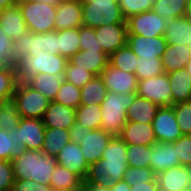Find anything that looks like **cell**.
I'll return each instance as SVG.
<instances>
[{
    "label": "cell",
    "instance_id": "cell-1",
    "mask_svg": "<svg viewBox=\"0 0 191 191\" xmlns=\"http://www.w3.org/2000/svg\"><path fill=\"white\" fill-rule=\"evenodd\" d=\"M105 149L102 159L89 166L84 183L100 184L110 188L114 182L124 179V173L128 168L127 144L119 136H113Z\"/></svg>",
    "mask_w": 191,
    "mask_h": 191
},
{
    "label": "cell",
    "instance_id": "cell-2",
    "mask_svg": "<svg viewBox=\"0 0 191 191\" xmlns=\"http://www.w3.org/2000/svg\"><path fill=\"white\" fill-rule=\"evenodd\" d=\"M11 163L15 179H31L44 185H50L57 164L54 157L35 150H26Z\"/></svg>",
    "mask_w": 191,
    "mask_h": 191
},
{
    "label": "cell",
    "instance_id": "cell-3",
    "mask_svg": "<svg viewBox=\"0 0 191 191\" xmlns=\"http://www.w3.org/2000/svg\"><path fill=\"white\" fill-rule=\"evenodd\" d=\"M137 92H129L119 94L115 92H108L107 96L100 104L101 107V122L100 129L119 136L124 125L127 122L126 111L133 103Z\"/></svg>",
    "mask_w": 191,
    "mask_h": 191
},
{
    "label": "cell",
    "instance_id": "cell-4",
    "mask_svg": "<svg viewBox=\"0 0 191 191\" xmlns=\"http://www.w3.org/2000/svg\"><path fill=\"white\" fill-rule=\"evenodd\" d=\"M68 59L62 55L46 53H29L28 58L20 59L15 67L18 82H26L38 73L52 75L65 74Z\"/></svg>",
    "mask_w": 191,
    "mask_h": 191
},
{
    "label": "cell",
    "instance_id": "cell-5",
    "mask_svg": "<svg viewBox=\"0 0 191 191\" xmlns=\"http://www.w3.org/2000/svg\"><path fill=\"white\" fill-rule=\"evenodd\" d=\"M83 26L96 28L113 23H126L119 0H82Z\"/></svg>",
    "mask_w": 191,
    "mask_h": 191
},
{
    "label": "cell",
    "instance_id": "cell-6",
    "mask_svg": "<svg viewBox=\"0 0 191 191\" xmlns=\"http://www.w3.org/2000/svg\"><path fill=\"white\" fill-rule=\"evenodd\" d=\"M42 50L51 55L59 54L57 31L46 33L28 31L13 41V52L17 62L28 58L29 53H38Z\"/></svg>",
    "mask_w": 191,
    "mask_h": 191
},
{
    "label": "cell",
    "instance_id": "cell-7",
    "mask_svg": "<svg viewBox=\"0 0 191 191\" xmlns=\"http://www.w3.org/2000/svg\"><path fill=\"white\" fill-rule=\"evenodd\" d=\"M18 5L29 31L33 33L55 31L56 7L37 1H19Z\"/></svg>",
    "mask_w": 191,
    "mask_h": 191
},
{
    "label": "cell",
    "instance_id": "cell-8",
    "mask_svg": "<svg viewBox=\"0 0 191 191\" xmlns=\"http://www.w3.org/2000/svg\"><path fill=\"white\" fill-rule=\"evenodd\" d=\"M13 99L22 118L42 119L50 100L25 82H18Z\"/></svg>",
    "mask_w": 191,
    "mask_h": 191
},
{
    "label": "cell",
    "instance_id": "cell-9",
    "mask_svg": "<svg viewBox=\"0 0 191 191\" xmlns=\"http://www.w3.org/2000/svg\"><path fill=\"white\" fill-rule=\"evenodd\" d=\"M167 73L138 81L137 95L159 107L172 106V93Z\"/></svg>",
    "mask_w": 191,
    "mask_h": 191
},
{
    "label": "cell",
    "instance_id": "cell-10",
    "mask_svg": "<svg viewBox=\"0 0 191 191\" xmlns=\"http://www.w3.org/2000/svg\"><path fill=\"white\" fill-rule=\"evenodd\" d=\"M128 34L143 35L145 37L164 36L167 20L154 10L135 14L126 19Z\"/></svg>",
    "mask_w": 191,
    "mask_h": 191
},
{
    "label": "cell",
    "instance_id": "cell-11",
    "mask_svg": "<svg viewBox=\"0 0 191 191\" xmlns=\"http://www.w3.org/2000/svg\"><path fill=\"white\" fill-rule=\"evenodd\" d=\"M151 124L156 142H175L183 135L172 106L160 107Z\"/></svg>",
    "mask_w": 191,
    "mask_h": 191
},
{
    "label": "cell",
    "instance_id": "cell-12",
    "mask_svg": "<svg viewBox=\"0 0 191 191\" xmlns=\"http://www.w3.org/2000/svg\"><path fill=\"white\" fill-rule=\"evenodd\" d=\"M95 36L108 56L127 44V23H113L94 28Z\"/></svg>",
    "mask_w": 191,
    "mask_h": 191
},
{
    "label": "cell",
    "instance_id": "cell-13",
    "mask_svg": "<svg viewBox=\"0 0 191 191\" xmlns=\"http://www.w3.org/2000/svg\"><path fill=\"white\" fill-rule=\"evenodd\" d=\"M100 76L108 92L119 94L137 92L138 79L134 73L117 69L108 63Z\"/></svg>",
    "mask_w": 191,
    "mask_h": 191
},
{
    "label": "cell",
    "instance_id": "cell-14",
    "mask_svg": "<svg viewBox=\"0 0 191 191\" xmlns=\"http://www.w3.org/2000/svg\"><path fill=\"white\" fill-rule=\"evenodd\" d=\"M113 135L103 129H93L89 134L84 135L80 141L83 156L90 166L102 159V153L106 150Z\"/></svg>",
    "mask_w": 191,
    "mask_h": 191
},
{
    "label": "cell",
    "instance_id": "cell-15",
    "mask_svg": "<svg viewBox=\"0 0 191 191\" xmlns=\"http://www.w3.org/2000/svg\"><path fill=\"white\" fill-rule=\"evenodd\" d=\"M127 44L139 58H161L167 46L165 36L149 38L136 34L127 35Z\"/></svg>",
    "mask_w": 191,
    "mask_h": 191
},
{
    "label": "cell",
    "instance_id": "cell-16",
    "mask_svg": "<svg viewBox=\"0 0 191 191\" xmlns=\"http://www.w3.org/2000/svg\"><path fill=\"white\" fill-rule=\"evenodd\" d=\"M55 161L58 165L77 174L83 181L86 179L89 165L83 156L80 145L70 141L61 149L55 157Z\"/></svg>",
    "mask_w": 191,
    "mask_h": 191
},
{
    "label": "cell",
    "instance_id": "cell-17",
    "mask_svg": "<svg viewBox=\"0 0 191 191\" xmlns=\"http://www.w3.org/2000/svg\"><path fill=\"white\" fill-rule=\"evenodd\" d=\"M82 3L77 0H62L56 7L54 19L55 31L62 29H77L83 26Z\"/></svg>",
    "mask_w": 191,
    "mask_h": 191
},
{
    "label": "cell",
    "instance_id": "cell-18",
    "mask_svg": "<svg viewBox=\"0 0 191 191\" xmlns=\"http://www.w3.org/2000/svg\"><path fill=\"white\" fill-rule=\"evenodd\" d=\"M19 139L27 150L41 151L45 139V126L42 119L22 118L17 126Z\"/></svg>",
    "mask_w": 191,
    "mask_h": 191
},
{
    "label": "cell",
    "instance_id": "cell-19",
    "mask_svg": "<svg viewBox=\"0 0 191 191\" xmlns=\"http://www.w3.org/2000/svg\"><path fill=\"white\" fill-rule=\"evenodd\" d=\"M75 111V108L52 101L43 114L42 122L47 128L69 130L76 122Z\"/></svg>",
    "mask_w": 191,
    "mask_h": 191
},
{
    "label": "cell",
    "instance_id": "cell-20",
    "mask_svg": "<svg viewBox=\"0 0 191 191\" xmlns=\"http://www.w3.org/2000/svg\"><path fill=\"white\" fill-rule=\"evenodd\" d=\"M176 166H180V162L176 156L174 142H155L152 145L149 167L158 174Z\"/></svg>",
    "mask_w": 191,
    "mask_h": 191
},
{
    "label": "cell",
    "instance_id": "cell-21",
    "mask_svg": "<svg viewBox=\"0 0 191 191\" xmlns=\"http://www.w3.org/2000/svg\"><path fill=\"white\" fill-rule=\"evenodd\" d=\"M109 56L103 50H80L68 59V62L78 68L85 69L95 76H100L108 65Z\"/></svg>",
    "mask_w": 191,
    "mask_h": 191
},
{
    "label": "cell",
    "instance_id": "cell-22",
    "mask_svg": "<svg viewBox=\"0 0 191 191\" xmlns=\"http://www.w3.org/2000/svg\"><path fill=\"white\" fill-rule=\"evenodd\" d=\"M119 137L129 145L150 146L156 142L151 123H135L127 121Z\"/></svg>",
    "mask_w": 191,
    "mask_h": 191
},
{
    "label": "cell",
    "instance_id": "cell-23",
    "mask_svg": "<svg viewBox=\"0 0 191 191\" xmlns=\"http://www.w3.org/2000/svg\"><path fill=\"white\" fill-rule=\"evenodd\" d=\"M158 189L163 191L189 190L188 169L186 166H176L157 174Z\"/></svg>",
    "mask_w": 191,
    "mask_h": 191
},
{
    "label": "cell",
    "instance_id": "cell-24",
    "mask_svg": "<svg viewBox=\"0 0 191 191\" xmlns=\"http://www.w3.org/2000/svg\"><path fill=\"white\" fill-rule=\"evenodd\" d=\"M164 36L167 44L186 45L191 51V20L186 16L167 20Z\"/></svg>",
    "mask_w": 191,
    "mask_h": 191
},
{
    "label": "cell",
    "instance_id": "cell-25",
    "mask_svg": "<svg viewBox=\"0 0 191 191\" xmlns=\"http://www.w3.org/2000/svg\"><path fill=\"white\" fill-rule=\"evenodd\" d=\"M0 28L13 41L29 31L18 4L0 12Z\"/></svg>",
    "mask_w": 191,
    "mask_h": 191
},
{
    "label": "cell",
    "instance_id": "cell-26",
    "mask_svg": "<svg viewBox=\"0 0 191 191\" xmlns=\"http://www.w3.org/2000/svg\"><path fill=\"white\" fill-rule=\"evenodd\" d=\"M65 81V74L52 75L38 73L25 83L36 91L42 93L51 102L55 100L61 84Z\"/></svg>",
    "mask_w": 191,
    "mask_h": 191
},
{
    "label": "cell",
    "instance_id": "cell-27",
    "mask_svg": "<svg viewBox=\"0 0 191 191\" xmlns=\"http://www.w3.org/2000/svg\"><path fill=\"white\" fill-rule=\"evenodd\" d=\"M191 58V51L186 45L167 44L161 57V63L165 73H170L179 69H184Z\"/></svg>",
    "mask_w": 191,
    "mask_h": 191
},
{
    "label": "cell",
    "instance_id": "cell-28",
    "mask_svg": "<svg viewBox=\"0 0 191 191\" xmlns=\"http://www.w3.org/2000/svg\"><path fill=\"white\" fill-rule=\"evenodd\" d=\"M172 105L180 102L191 101V75L187 70L179 69L168 73Z\"/></svg>",
    "mask_w": 191,
    "mask_h": 191
},
{
    "label": "cell",
    "instance_id": "cell-29",
    "mask_svg": "<svg viewBox=\"0 0 191 191\" xmlns=\"http://www.w3.org/2000/svg\"><path fill=\"white\" fill-rule=\"evenodd\" d=\"M159 108L152 101L137 95L126 111L127 121L145 124L152 123Z\"/></svg>",
    "mask_w": 191,
    "mask_h": 191
},
{
    "label": "cell",
    "instance_id": "cell-30",
    "mask_svg": "<svg viewBox=\"0 0 191 191\" xmlns=\"http://www.w3.org/2000/svg\"><path fill=\"white\" fill-rule=\"evenodd\" d=\"M27 150L21 143L17 127L11 131L0 130V160L13 161Z\"/></svg>",
    "mask_w": 191,
    "mask_h": 191
},
{
    "label": "cell",
    "instance_id": "cell-31",
    "mask_svg": "<svg viewBox=\"0 0 191 191\" xmlns=\"http://www.w3.org/2000/svg\"><path fill=\"white\" fill-rule=\"evenodd\" d=\"M50 186L59 191H83L84 181L69 169L56 164Z\"/></svg>",
    "mask_w": 191,
    "mask_h": 191
},
{
    "label": "cell",
    "instance_id": "cell-32",
    "mask_svg": "<svg viewBox=\"0 0 191 191\" xmlns=\"http://www.w3.org/2000/svg\"><path fill=\"white\" fill-rule=\"evenodd\" d=\"M70 141L68 130L45 127V139L41 151L55 158Z\"/></svg>",
    "mask_w": 191,
    "mask_h": 191
},
{
    "label": "cell",
    "instance_id": "cell-33",
    "mask_svg": "<svg viewBox=\"0 0 191 191\" xmlns=\"http://www.w3.org/2000/svg\"><path fill=\"white\" fill-rule=\"evenodd\" d=\"M108 94L101 76H94L81 88L80 105L101 104Z\"/></svg>",
    "mask_w": 191,
    "mask_h": 191
},
{
    "label": "cell",
    "instance_id": "cell-34",
    "mask_svg": "<svg viewBox=\"0 0 191 191\" xmlns=\"http://www.w3.org/2000/svg\"><path fill=\"white\" fill-rule=\"evenodd\" d=\"M57 44L59 55L69 59L74 56L80 48L79 28L77 29H62L57 31Z\"/></svg>",
    "mask_w": 191,
    "mask_h": 191
},
{
    "label": "cell",
    "instance_id": "cell-35",
    "mask_svg": "<svg viewBox=\"0 0 191 191\" xmlns=\"http://www.w3.org/2000/svg\"><path fill=\"white\" fill-rule=\"evenodd\" d=\"M138 59L139 57L126 44L109 56L108 63L117 69L135 74Z\"/></svg>",
    "mask_w": 191,
    "mask_h": 191
},
{
    "label": "cell",
    "instance_id": "cell-36",
    "mask_svg": "<svg viewBox=\"0 0 191 191\" xmlns=\"http://www.w3.org/2000/svg\"><path fill=\"white\" fill-rule=\"evenodd\" d=\"M76 123L89 129L100 128L101 122V107L100 104L94 103L92 105H79L75 111Z\"/></svg>",
    "mask_w": 191,
    "mask_h": 191
},
{
    "label": "cell",
    "instance_id": "cell-37",
    "mask_svg": "<svg viewBox=\"0 0 191 191\" xmlns=\"http://www.w3.org/2000/svg\"><path fill=\"white\" fill-rule=\"evenodd\" d=\"M22 117L13 98L0 102V130L11 131L17 127Z\"/></svg>",
    "mask_w": 191,
    "mask_h": 191
},
{
    "label": "cell",
    "instance_id": "cell-38",
    "mask_svg": "<svg viewBox=\"0 0 191 191\" xmlns=\"http://www.w3.org/2000/svg\"><path fill=\"white\" fill-rule=\"evenodd\" d=\"M188 0H154L153 10L166 20L185 16Z\"/></svg>",
    "mask_w": 191,
    "mask_h": 191
},
{
    "label": "cell",
    "instance_id": "cell-39",
    "mask_svg": "<svg viewBox=\"0 0 191 191\" xmlns=\"http://www.w3.org/2000/svg\"><path fill=\"white\" fill-rule=\"evenodd\" d=\"M152 154V145H129L127 144V164L130 167L150 166V158Z\"/></svg>",
    "mask_w": 191,
    "mask_h": 191
},
{
    "label": "cell",
    "instance_id": "cell-40",
    "mask_svg": "<svg viewBox=\"0 0 191 191\" xmlns=\"http://www.w3.org/2000/svg\"><path fill=\"white\" fill-rule=\"evenodd\" d=\"M17 84L15 68L0 65V102L13 98Z\"/></svg>",
    "mask_w": 191,
    "mask_h": 191
},
{
    "label": "cell",
    "instance_id": "cell-41",
    "mask_svg": "<svg viewBox=\"0 0 191 191\" xmlns=\"http://www.w3.org/2000/svg\"><path fill=\"white\" fill-rule=\"evenodd\" d=\"M165 73L161 58H139L135 67L138 81Z\"/></svg>",
    "mask_w": 191,
    "mask_h": 191
},
{
    "label": "cell",
    "instance_id": "cell-42",
    "mask_svg": "<svg viewBox=\"0 0 191 191\" xmlns=\"http://www.w3.org/2000/svg\"><path fill=\"white\" fill-rule=\"evenodd\" d=\"M80 93L81 88L65 80L61 84L54 101L76 109L80 105Z\"/></svg>",
    "mask_w": 191,
    "mask_h": 191
},
{
    "label": "cell",
    "instance_id": "cell-43",
    "mask_svg": "<svg viewBox=\"0 0 191 191\" xmlns=\"http://www.w3.org/2000/svg\"><path fill=\"white\" fill-rule=\"evenodd\" d=\"M176 121L183 135H191V101L172 105Z\"/></svg>",
    "mask_w": 191,
    "mask_h": 191
},
{
    "label": "cell",
    "instance_id": "cell-44",
    "mask_svg": "<svg viewBox=\"0 0 191 191\" xmlns=\"http://www.w3.org/2000/svg\"><path fill=\"white\" fill-rule=\"evenodd\" d=\"M157 174L150 168L144 167H130L128 166L127 170L124 173V179L127 183L131 186L149 182V181H156Z\"/></svg>",
    "mask_w": 191,
    "mask_h": 191
},
{
    "label": "cell",
    "instance_id": "cell-45",
    "mask_svg": "<svg viewBox=\"0 0 191 191\" xmlns=\"http://www.w3.org/2000/svg\"><path fill=\"white\" fill-rule=\"evenodd\" d=\"M121 12L125 19L135 14L153 10L154 0H119Z\"/></svg>",
    "mask_w": 191,
    "mask_h": 191
},
{
    "label": "cell",
    "instance_id": "cell-46",
    "mask_svg": "<svg viewBox=\"0 0 191 191\" xmlns=\"http://www.w3.org/2000/svg\"><path fill=\"white\" fill-rule=\"evenodd\" d=\"M0 65L15 68L17 60L13 52V40L0 28Z\"/></svg>",
    "mask_w": 191,
    "mask_h": 191
},
{
    "label": "cell",
    "instance_id": "cell-47",
    "mask_svg": "<svg viewBox=\"0 0 191 191\" xmlns=\"http://www.w3.org/2000/svg\"><path fill=\"white\" fill-rule=\"evenodd\" d=\"M95 75L85 69L78 68L67 62L65 69V80L74 84L78 88H82Z\"/></svg>",
    "mask_w": 191,
    "mask_h": 191
},
{
    "label": "cell",
    "instance_id": "cell-48",
    "mask_svg": "<svg viewBox=\"0 0 191 191\" xmlns=\"http://www.w3.org/2000/svg\"><path fill=\"white\" fill-rule=\"evenodd\" d=\"M174 147L180 165H191V135H182L174 142Z\"/></svg>",
    "mask_w": 191,
    "mask_h": 191
},
{
    "label": "cell",
    "instance_id": "cell-49",
    "mask_svg": "<svg viewBox=\"0 0 191 191\" xmlns=\"http://www.w3.org/2000/svg\"><path fill=\"white\" fill-rule=\"evenodd\" d=\"M79 41L81 50H102L93 28L81 26L79 28Z\"/></svg>",
    "mask_w": 191,
    "mask_h": 191
},
{
    "label": "cell",
    "instance_id": "cell-50",
    "mask_svg": "<svg viewBox=\"0 0 191 191\" xmlns=\"http://www.w3.org/2000/svg\"><path fill=\"white\" fill-rule=\"evenodd\" d=\"M15 182L11 161L0 160V191H11Z\"/></svg>",
    "mask_w": 191,
    "mask_h": 191
},
{
    "label": "cell",
    "instance_id": "cell-51",
    "mask_svg": "<svg viewBox=\"0 0 191 191\" xmlns=\"http://www.w3.org/2000/svg\"><path fill=\"white\" fill-rule=\"evenodd\" d=\"M50 187L31 179H15L11 191H49Z\"/></svg>",
    "mask_w": 191,
    "mask_h": 191
},
{
    "label": "cell",
    "instance_id": "cell-52",
    "mask_svg": "<svg viewBox=\"0 0 191 191\" xmlns=\"http://www.w3.org/2000/svg\"><path fill=\"white\" fill-rule=\"evenodd\" d=\"M68 131L71 142L80 145L82 137L89 134L92 129L86 128L85 126L83 127L81 124L75 122V124Z\"/></svg>",
    "mask_w": 191,
    "mask_h": 191
},
{
    "label": "cell",
    "instance_id": "cell-53",
    "mask_svg": "<svg viewBox=\"0 0 191 191\" xmlns=\"http://www.w3.org/2000/svg\"><path fill=\"white\" fill-rule=\"evenodd\" d=\"M157 181H149L131 186L130 191H157Z\"/></svg>",
    "mask_w": 191,
    "mask_h": 191
},
{
    "label": "cell",
    "instance_id": "cell-54",
    "mask_svg": "<svg viewBox=\"0 0 191 191\" xmlns=\"http://www.w3.org/2000/svg\"><path fill=\"white\" fill-rule=\"evenodd\" d=\"M131 185L127 183L125 180L116 181L110 187V191H130Z\"/></svg>",
    "mask_w": 191,
    "mask_h": 191
},
{
    "label": "cell",
    "instance_id": "cell-55",
    "mask_svg": "<svg viewBox=\"0 0 191 191\" xmlns=\"http://www.w3.org/2000/svg\"><path fill=\"white\" fill-rule=\"evenodd\" d=\"M83 191H110V188H105L100 184L84 183Z\"/></svg>",
    "mask_w": 191,
    "mask_h": 191
},
{
    "label": "cell",
    "instance_id": "cell-56",
    "mask_svg": "<svg viewBox=\"0 0 191 191\" xmlns=\"http://www.w3.org/2000/svg\"><path fill=\"white\" fill-rule=\"evenodd\" d=\"M17 4V0H0V12Z\"/></svg>",
    "mask_w": 191,
    "mask_h": 191
},
{
    "label": "cell",
    "instance_id": "cell-57",
    "mask_svg": "<svg viewBox=\"0 0 191 191\" xmlns=\"http://www.w3.org/2000/svg\"><path fill=\"white\" fill-rule=\"evenodd\" d=\"M30 2L37 1L39 3H45L57 7L62 0H26Z\"/></svg>",
    "mask_w": 191,
    "mask_h": 191
},
{
    "label": "cell",
    "instance_id": "cell-58",
    "mask_svg": "<svg viewBox=\"0 0 191 191\" xmlns=\"http://www.w3.org/2000/svg\"><path fill=\"white\" fill-rule=\"evenodd\" d=\"M185 16L191 20V0L187 1Z\"/></svg>",
    "mask_w": 191,
    "mask_h": 191
},
{
    "label": "cell",
    "instance_id": "cell-59",
    "mask_svg": "<svg viewBox=\"0 0 191 191\" xmlns=\"http://www.w3.org/2000/svg\"><path fill=\"white\" fill-rule=\"evenodd\" d=\"M188 169V179H189V190H191V165L187 166Z\"/></svg>",
    "mask_w": 191,
    "mask_h": 191
},
{
    "label": "cell",
    "instance_id": "cell-60",
    "mask_svg": "<svg viewBox=\"0 0 191 191\" xmlns=\"http://www.w3.org/2000/svg\"><path fill=\"white\" fill-rule=\"evenodd\" d=\"M185 69H186L187 72H189L190 75H191V58H190V60L188 61V63L185 65Z\"/></svg>",
    "mask_w": 191,
    "mask_h": 191
},
{
    "label": "cell",
    "instance_id": "cell-61",
    "mask_svg": "<svg viewBox=\"0 0 191 191\" xmlns=\"http://www.w3.org/2000/svg\"><path fill=\"white\" fill-rule=\"evenodd\" d=\"M49 191H59V190L56 189V188H52V187H50Z\"/></svg>",
    "mask_w": 191,
    "mask_h": 191
}]
</instances>
